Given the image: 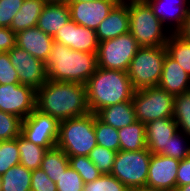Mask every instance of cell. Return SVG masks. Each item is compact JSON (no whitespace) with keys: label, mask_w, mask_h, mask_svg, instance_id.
<instances>
[{"label":"cell","mask_w":190,"mask_h":191,"mask_svg":"<svg viewBox=\"0 0 190 191\" xmlns=\"http://www.w3.org/2000/svg\"><path fill=\"white\" fill-rule=\"evenodd\" d=\"M183 40L190 41V8L187 17L184 19L182 27L176 32Z\"/></svg>","instance_id":"obj_43"},{"label":"cell","mask_w":190,"mask_h":191,"mask_svg":"<svg viewBox=\"0 0 190 191\" xmlns=\"http://www.w3.org/2000/svg\"><path fill=\"white\" fill-rule=\"evenodd\" d=\"M94 130L97 145L118 152L120 150V141L118 129L105 124L94 114Z\"/></svg>","instance_id":"obj_30"},{"label":"cell","mask_w":190,"mask_h":191,"mask_svg":"<svg viewBox=\"0 0 190 191\" xmlns=\"http://www.w3.org/2000/svg\"><path fill=\"white\" fill-rule=\"evenodd\" d=\"M118 135L121 151H139L147 148L145 124L140 121L118 129Z\"/></svg>","instance_id":"obj_24"},{"label":"cell","mask_w":190,"mask_h":191,"mask_svg":"<svg viewBox=\"0 0 190 191\" xmlns=\"http://www.w3.org/2000/svg\"><path fill=\"white\" fill-rule=\"evenodd\" d=\"M146 146L152 154L167 156V143L177 131L173 118H160L145 124Z\"/></svg>","instance_id":"obj_16"},{"label":"cell","mask_w":190,"mask_h":191,"mask_svg":"<svg viewBox=\"0 0 190 191\" xmlns=\"http://www.w3.org/2000/svg\"><path fill=\"white\" fill-rule=\"evenodd\" d=\"M16 46V34L8 27H0V52H9Z\"/></svg>","instance_id":"obj_41"},{"label":"cell","mask_w":190,"mask_h":191,"mask_svg":"<svg viewBox=\"0 0 190 191\" xmlns=\"http://www.w3.org/2000/svg\"><path fill=\"white\" fill-rule=\"evenodd\" d=\"M175 191H190V184H186L183 186H176Z\"/></svg>","instance_id":"obj_46"},{"label":"cell","mask_w":190,"mask_h":191,"mask_svg":"<svg viewBox=\"0 0 190 191\" xmlns=\"http://www.w3.org/2000/svg\"><path fill=\"white\" fill-rule=\"evenodd\" d=\"M96 117L116 129L126 127L137 121L132 100L107 106L99 110Z\"/></svg>","instance_id":"obj_22"},{"label":"cell","mask_w":190,"mask_h":191,"mask_svg":"<svg viewBox=\"0 0 190 191\" xmlns=\"http://www.w3.org/2000/svg\"><path fill=\"white\" fill-rule=\"evenodd\" d=\"M18 148L20 154V164L33 171L41 167L47 148L38 146L28 141L21 134L18 136Z\"/></svg>","instance_id":"obj_27"},{"label":"cell","mask_w":190,"mask_h":191,"mask_svg":"<svg viewBox=\"0 0 190 191\" xmlns=\"http://www.w3.org/2000/svg\"><path fill=\"white\" fill-rule=\"evenodd\" d=\"M130 28L128 0H121L99 24L95 32L99 42L128 33Z\"/></svg>","instance_id":"obj_17"},{"label":"cell","mask_w":190,"mask_h":191,"mask_svg":"<svg viewBox=\"0 0 190 191\" xmlns=\"http://www.w3.org/2000/svg\"><path fill=\"white\" fill-rule=\"evenodd\" d=\"M145 1H163L170 3H177V6H190V0H145Z\"/></svg>","instance_id":"obj_44"},{"label":"cell","mask_w":190,"mask_h":191,"mask_svg":"<svg viewBox=\"0 0 190 191\" xmlns=\"http://www.w3.org/2000/svg\"><path fill=\"white\" fill-rule=\"evenodd\" d=\"M180 161L172 157L152 154L146 186L164 191H175Z\"/></svg>","instance_id":"obj_14"},{"label":"cell","mask_w":190,"mask_h":191,"mask_svg":"<svg viewBox=\"0 0 190 191\" xmlns=\"http://www.w3.org/2000/svg\"><path fill=\"white\" fill-rule=\"evenodd\" d=\"M151 155L148 148L139 151L119 150L110 174L128 189L146 186Z\"/></svg>","instance_id":"obj_8"},{"label":"cell","mask_w":190,"mask_h":191,"mask_svg":"<svg viewBox=\"0 0 190 191\" xmlns=\"http://www.w3.org/2000/svg\"><path fill=\"white\" fill-rule=\"evenodd\" d=\"M19 164L18 137L12 140L0 141V175Z\"/></svg>","instance_id":"obj_31"},{"label":"cell","mask_w":190,"mask_h":191,"mask_svg":"<svg viewBox=\"0 0 190 191\" xmlns=\"http://www.w3.org/2000/svg\"><path fill=\"white\" fill-rule=\"evenodd\" d=\"M36 109L58 122L90 113L86 86L74 82L47 80L36 91Z\"/></svg>","instance_id":"obj_1"},{"label":"cell","mask_w":190,"mask_h":191,"mask_svg":"<svg viewBox=\"0 0 190 191\" xmlns=\"http://www.w3.org/2000/svg\"><path fill=\"white\" fill-rule=\"evenodd\" d=\"M129 32L141 47L164 46L171 34L145 0H128Z\"/></svg>","instance_id":"obj_4"},{"label":"cell","mask_w":190,"mask_h":191,"mask_svg":"<svg viewBox=\"0 0 190 191\" xmlns=\"http://www.w3.org/2000/svg\"><path fill=\"white\" fill-rule=\"evenodd\" d=\"M54 41L61 43L72 50L97 53L99 41L94 30L78 25L70 20L53 37Z\"/></svg>","instance_id":"obj_15"},{"label":"cell","mask_w":190,"mask_h":191,"mask_svg":"<svg viewBox=\"0 0 190 191\" xmlns=\"http://www.w3.org/2000/svg\"><path fill=\"white\" fill-rule=\"evenodd\" d=\"M173 119L178 130L190 137V90L174 97Z\"/></svg>","instance_id":"obj_29"},{"label":"cell","mask_w":190,"mask_h":191,"mask_svg":"<svg viewBox=\"0 0 190 191\" xmlns=\"http://www.w3.org/2000/svg\"><path fill=\"white\" fill-rule=\"evenodd\" d=\"M69 157L58 147L47 150L42 159L41 169L54 182L57 181L66 169L69 167Z\"/></svg>","instance_id":"obj_26"},{"label":"cell","mask_w":190,"mask_h":191,"mask_svg":"<svg viewBox=\"0 0 190 191\" xmlns=\"http://www.w3.org/2000/svg\"><path fill=\"white\" fill-rule=\"evenodd\" d=\"M55 183L57 191H83L85 184L78 172L71 166L62 172Z\"/></svg>","instance_id":"obj_37"},{"label":"cell","mask_w":190,"mask_h":191,"mask_svg":"<svg viewBox=\"0 0 190 191\" xmlns=\"http://www.w3.org/2000/svg\"><path fill=\"white\" fill-rule=\"evenodd\" d=\"M22 119L0 110V141L16 139L21 134Z\"/></svg>","instance_id":"obj_34"},{"label":"cell","mask_w":190,"mask_h":191,"mask_svg":"<svg viewBox=\"0 0 190 191\" xmlns=\"http://www.w3.org/2000/svg\"><path fill=\"white\" fill-rule=\"evenodd\" d=\"M83 191H128L115 176L102 174L98 179L85 183Z\"/></svg>","instance_id":"obj_36"},{"label":"cell","mask_w":190,"mask_h":191,"mask_svg":"<svg viewBox=\"0 0 190 191\" xmlns=\"http://www.w3.org/2000/svg\"><path fill=\"white\" fill-rule=\"evenodd\" d=\"M31 191H57L56 183L52 181L41 168L31 174Z\"/></svg>","instance_id":"obj_40"},{"label":"cell","mask_w":190,"mask_h":191,"mask_svg":"<svg viewBox=\"0 0 190 191\" xmlns=\"http://www.w3.org/2000/svg\"><path fill=\"white\" fill-rule=\"evenodd\" d=\"M140 48L130 32L99 42L96 53L98 67L127 72L131 60Z\"/></svg>","instance_id":"obj_9"},{"label":"cell","mask_w":190,"mask_h":191,"mask_svg":"<svg viewBox=\"0 0 190 191\" xmlns=\"http://www.w3.org/2000/svg\"><path fill=\"white\" fill-rule=\"evenodd\" d=\"M165 46L167 54L190 76V41L171 33Z\"/></svg>","instance_id":"obj_28"},{"label":"cell","mask_w":190,"mask_h":191,"mask_svg":"<svg viewBox=\"0 0 190 191\" xmlns=\"http://www.w3.org/2000/svg\"><path fill=\"white\" fill-rule=\"evenodd\" d=\"M121 0H96L93 2H68L71 20L78 25L96 30Z\"/></svg>","instance_id":"obj_13"},{"label":"cell","mask_w":190,"mask_h":191,"mask_svg":"<svg viewBox=\"0 0 190 191\" xmlns=\"http://www.w3.org/2000/svg\"><path fill=\"white\" fill-rule=\"evenodd\" d=\"M174 97L158 86L135 91L132 102L136 120L147 124L160 118H173Z\"/></svg>","instance_id":"obj_7"},{"label":"cell","mask_w":190,"mask_h":191,"mask_svg":"<svg viewBox=\"0 0 190 191\" xmlns=\"http://www.w3.org/2000/svg\"><path fill=\"white\" fill-rule=\"evenodd\" d=\"M71 20L68 2H47L38 18L37 27L54 37Z\"/></svg>","instance_id":"obj_20"},{"label":"cell","mask_w":190,"mask_h":191,"mask_svg":"<svg viewBox=\"0 0 190 191\" xmlns=\"http://www.w3.org/2000/svg\"><path fill=\"white\" fill-rule=\"evenodd\" d=\"M96 0H68L67 2H93Z\"/></svg>","instance_id":"obj_47"},{"label":"cell","mask_w":190,"mask_h":191,"mask_svg":"<svg viewBox=\"0 0 190 191\" xmlns=\"http://www.w3.org/2000/svg\"><path fill=\"white\" fill-rule=\"evenodd\" d=\"M69 165L78 172L84 183L94 181L103 174L88 156L69 157Z\"/></svg>","instance_id":"obj_33"},{"label":"cell","mask_w":190,"mask_h":191,"mask_svg":"<svg viewBox=\"0 0 190 191\" xmlns=\"http://www.w3.org/2000/svg\"><path fill=\"white\" fill-rule=\"evenodd\" d=\"M154 15L162 22L170 33H176L187 17L190 6H177V3L163 1H146Z\"/></svg>","instance_id":"obj_21"},{"label":"cell","mask_w":190,"mask_h":191,"mask_svg":"<svg viewBox=\"0 0 190 191\" xmlns=\"http://www.w3.org/2000/svg\"><path fill=\"white\" fill-rule=\"evenodd\" d=\"M85 86L89 110L94 114L107 106L131 101L135 92L126 71L100 67Z\"/></svg>","instance_id":"obj_3"},{"label":"cell","mask_w":190,"mask_h":191,"mask_svg":"<svg viewBox=\"0 0 190 191\" xmlns=\"http://www.w3.org/2000/svg\"><path fill=\"white\" fill-rule=\"evenodd\" d=\"M158 87L174 96L190 90V76L167 53Z\"/></svg>","instance_id":"obj_19"},{"label":"cell","mask_w":190,"mask_h":191,"mask_svg":"<svg viewBox=\"0 0 190 191\" xmlns=\"http://www.w3.org/2000/svg\"><path fill=\"white\" fill-rule=\"evenodd\" d=\"M190 155V137L177 131L167 143V156L179 161Z\"/></svg>","instance_id":"obj_35"},{"label":"cell","mask_w":190,"mask_h":191,"mask_svg":"<svg viewBox=\"0 0 190 191\" xmlns=\"http://www.w3.org/2000/svg\"><path fill=\"white\" fill-rule=\"evenodd\" d=\"M98 68L97 54L72 50L53 42L52 51L45 61L49 80L86 84Z\"/></svg>","instance_id":"obj_2"},{"label":"cell","mask_w":190,"mask_h":191,"mask_svg":"<svg viewBox=\"0 0 190 191\" xmlns=\"http://www.w3.org/2000/svg\"><path fill=\"white\" fill-rule=\"evenodd\" d=\"M59 122L52 116L35 109L22 120L21 135L38 146L52 149L56 147Z\"/></svg>","instance_id":"obj_10"},{"label":"cell","mask_w":190,"mask_h":191,"mask_svg":"<svg viewBox=\"0 0 190 191\" xmlns=\"http://www.w3.org/2000/svg\"><path fill=\"white\" fill-rule=\"evenodd\" d=\"M32 171L19 164L8 169L3 175L2 191H31Z\"/></svg>","instance_id":"obj_25"},{"label":"cell","mask_w":190,"mask_h":191,"mask_svg":"<svg viewBox=\"0 0 190 191\" xmlns=\"http://www.w3.org/2000/svg\"><path fill=\"white\" fill-rule=\"evenodd\" d=\"M53 42V37L37 26L27 28L16 34V46L24 49L44 63L52 51Z\"/></svg>","instance_id":"obj_18"},{"label":"cell","mask_w":190,"mask_h":191,"mask_svg":"<svg viewBox=\"0 0 190 191\" xmlns=\"http://www.w3.org/2000/svg\"><path fill=\"white\" fill-rule=\"evenodd\" d=\"M25 0H0V27H8Z\"/></svg>","instance_id":"obj_39"},{"label":"cell","mask_w":190,"mask_h":191,"mask_svg":"<svg viewBox=\"0 0 190 191\" xmlns=\"http://www.w3.org/2000/svg\"><path fill=\"white\" fill-rule=\"evenodd\" d=\"M128 191H164L149 186H141L135 188H129Z\"/></svg>","instance_id":"obj_45"},{"label":"cell","mask_w":190,"mask_h":191,"mask_svg":"<svg viewBox=\"0 0 190 191\" xmlns=\"http://www.w3.org/2000/svg\"><path fill=\"white\" fill-rule=\"evenodd\" d=\"M95 146L94 113L59 122L56 147L68 157L88 156Z\"/></svg>","instance_id":"obj_5"},{"label":"cell","mask_w":190,"mask_h":191,"mask_svg":"<svg viewBox=\"0 0 190 191\" xmlns=\"http://www.w3.org/2000/svg\"><path fill=\"white\" fill-rule=\"evenodd\" d=\"M8 54L18 73L20 84L30 86L37 91L46 83L48 77L43 61L18 46L11 49Z\"/></svg>","instance_id":"obj_12"},{"label":"cell","mask_w":190,"mask_h":191,"mask_svg":"<svg viewBox=\"0 0 190 191\" xmlns=\"http://www.w3.org/2000/svg\"><path fill=\"white\" fill-rule=\"evenodd\" d=\"M46 2H53V3H57V2H67L68 0H45Z\"/></svg>","instance_id":"obj_48"},{"label":"cell","mask_w":190,"mask_h":191,"mask_svg":"<svg viewBox=\"0 0 190 191\" xmlns=\"http://www.w3.org/2000/svg\"><path fill=\"white\" fill-rule=\"evenodd\" d=\"M46 3L45 0H25L14 16L10 29L17 34L27 28L35 27Z\"/></svg>","instance_id":"obj_23"},{"label":"cell","mask_w":190,"mask_h":191,"mask_svg":"<svg viewBox=\"0 0 190 191\" xmlns=\"http://www.w3.org/2000/svg\"><path fill=\"white\" fill-rule=\"evenodd\" d=\"M166 53L165 45L141 47L136 52L127 71L135 91L158 86Z\"/></svg>","instance_id":"obj_6"},{"label":"cell","mask_w":190,"mask_h":191,"mask_svg":"<svg viewBox=\"0 0 190 191\" xmlns=\"http://www.w3.org/2000/svg\"><path fill=\"white\" fill-rule=\"evenodd\" d=\"M6 84H20V81L8 52H0V85Z\"/></svg>","instance_id":"obj_38"},{"label":"cell","mask_w":190,"mask_h":191,"mask_svg":"<svg viewBox=\"0 0 190 191\" xmlns=\"http://www.w3.org/2000/svg\"><path fill=\"white\" fill-rule=\"evenodd\" d=\"M190 184V155L180 161L177 170L176 186Z\"/></svg>","instance_id":"obj_42"},{"label":"cell","mask_w":190,"mask_h":191,"mask_svg":"<svg viewBox=\"0 0 190 191\" xmlns=\"http://www.w3.org/2000/svg\"><path fill=\"white\" fill-rule=\"evenodd\" d=\"M117 152L97 145L88 154V158L94 163L96 168L103 174H110Z\"/></svg>","instance_id":"obj_32"},{"label":"cell","mask_w":190,"mask_h":191,"mask_svg":"<svg viewBox=\"0 0 190 191\" xmlns=\"http://www.w3.org/2000/svg\"><path fill=\"white\" fill-rule=\"evenodd\" d=\"M1 184H2V178H1V175H0V191H2L1 190Z\"/></svg>","instance_id":"obj_49"},{"label":"cell","mask_w":190,"mask_h":191,"mask_svg":"<svg viewBox=\"0 0 190 191\" xmlns=\"http://www.w3.org/2000/svg\"><path fill=\"white\" fill-rule=\"evenodd\" d=\"M36 109V90L22 84L0 85V110L22 120Z\"/></svg>","instance_id":"obj_11"}]
</instances>
